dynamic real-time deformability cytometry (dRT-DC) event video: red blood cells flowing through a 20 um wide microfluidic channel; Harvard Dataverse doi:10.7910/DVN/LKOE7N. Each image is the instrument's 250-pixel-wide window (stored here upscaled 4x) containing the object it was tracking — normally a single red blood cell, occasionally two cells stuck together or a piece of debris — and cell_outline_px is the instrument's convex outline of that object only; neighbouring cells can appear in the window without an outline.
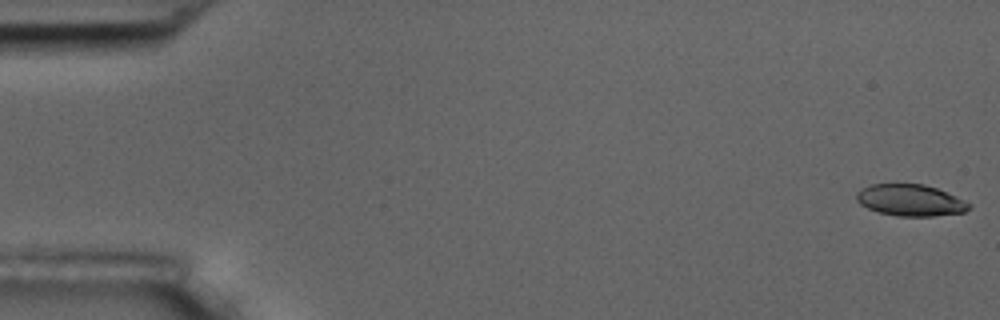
{"species": "common noctule bat (a hibernating species)", "species_latin": "Nyctalus noctula", "temperature_condition": "room temperature", "stored_images_in_passage": 9, "camera_frame_rate_fps": 3000, "um_per_image_px": 0.085, "animal": {"sex": "male", "body_mass_g": 17.5, "forearm_length_mm": 52.3}, "frame": {"image": 1, "passage_image": 1, "time_ms": 0.0, "image_size_px": [1000, 320], "cell_outline_px": [[972, 208], [964, 212], [932, 216], [896, 216], [880, 212], [868, 208], [860, 204], [856, 200], [856, 192], [860, 188], [872, 184], [924, 184], [936, 188], [956, 196], [972, 204]], "centroid_in_image_um": [77.38, 17.02], "position_along_channel_um": 7.6, "area_um2": 20.75}}
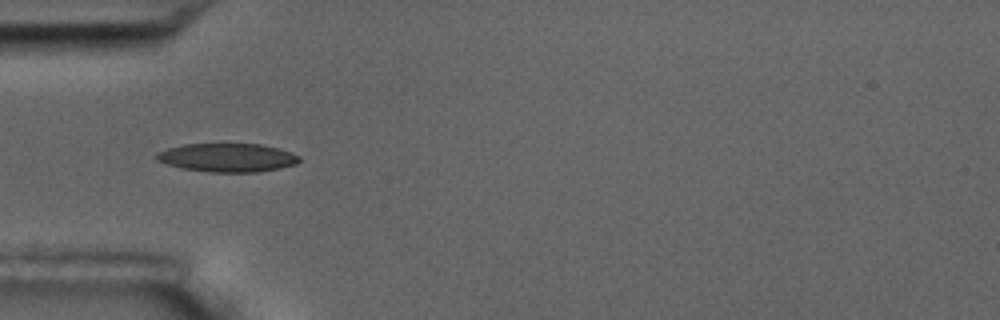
{"frame": {"image": 2, "passage_image": 6, "time_ms": 5.667, "image_size_px": [1000, 320], "cell_outline_px": [[300, 160], [296, 164], [280, 168], [256, 172], [208, 172], [180, 168], [156, 160], [156, 152], [168, 148], [184, 144], [260, 144], [280, 148], [300, 156]], "centroid_in_image_um": [19.32, 13.4], "position_along_channel_um": 65.7, "area_um2": 23.81}}
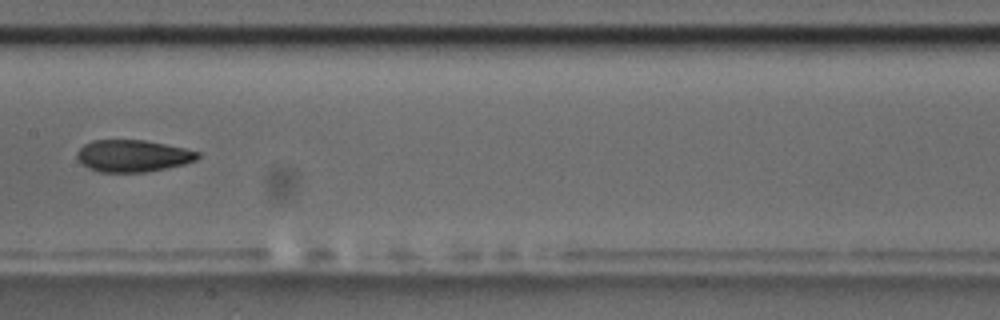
{"frame": {"image": 3, "passage_image": 9, "time_ms": 9.333, "image_size_px": [1000, 320], "cell_outline_px": [[200, 156], [196, 160], [184, 164], [148, 172], [100, 172], [88, 168], [76, 156], [76, 152], [84, 144], [92, 140], [144, 140], [184, 148], [200, 152]], "centroid_in_image_um": [11.29, 13.25], "position_along_channel_um": 196.1, "area_um2": 22.43}}